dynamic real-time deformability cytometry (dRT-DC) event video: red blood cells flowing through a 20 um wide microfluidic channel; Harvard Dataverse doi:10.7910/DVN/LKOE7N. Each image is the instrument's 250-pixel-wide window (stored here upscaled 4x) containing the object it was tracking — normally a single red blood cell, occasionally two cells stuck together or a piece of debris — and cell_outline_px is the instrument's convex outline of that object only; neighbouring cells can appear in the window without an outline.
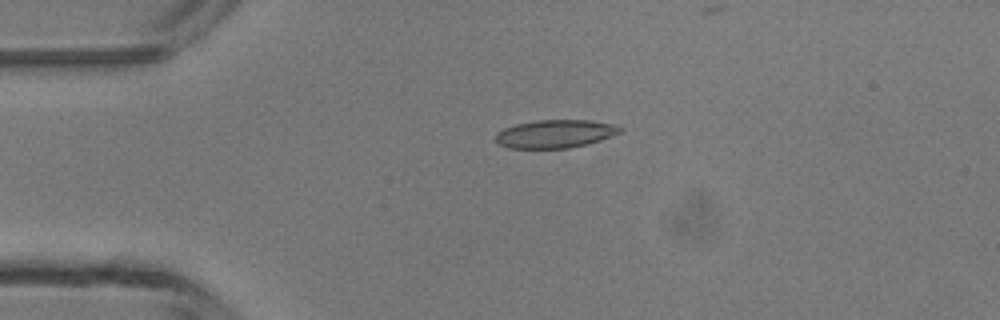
{"species": "common noctule bat (a hibernating species)", "species_latin": "Nyctalus noctula", "temperature_condition": "room temperature", "stored_images_in_passage": 3, "camera_frame_rate_fps": 3000, "um_per_image_px": 0.085, "animal": {"sex": "male", "body_mass_g": 13.3}, "frame": {"image": 1, "passage_image": 3, "time_ms": 3.0, "image_size_px": [1000, 320], "cell_outline_px": [[624, 128], [620, 132], [612, 136], [600, 140], [568, 148], [508, 148], [500, 144], [496, 140], [496, 132], [504, 128], [516, 124], [536, 120], [588, 120], [616, 124]], "centroid_in_image_um": [47.2, 11.36], "position_along_channel_um": 37.8, "area_um2": 20.35}}